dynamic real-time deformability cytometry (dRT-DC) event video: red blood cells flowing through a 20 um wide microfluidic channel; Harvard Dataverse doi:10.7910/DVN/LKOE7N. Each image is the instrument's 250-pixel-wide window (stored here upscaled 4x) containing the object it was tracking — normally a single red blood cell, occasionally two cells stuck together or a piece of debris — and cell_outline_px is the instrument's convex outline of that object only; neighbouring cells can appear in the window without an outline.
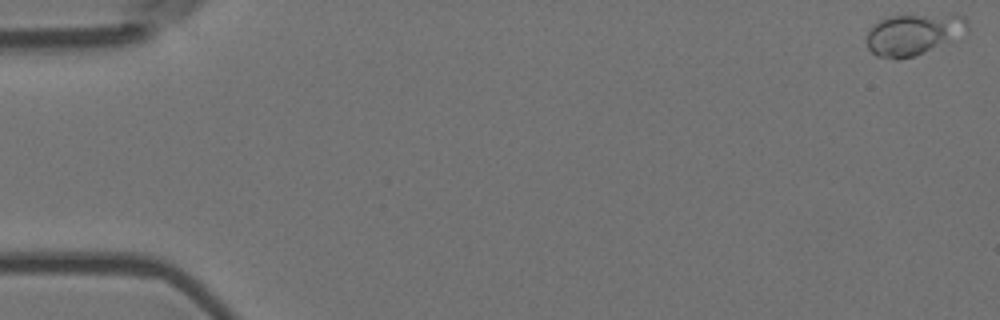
{"species": "Egyptian fruit bat (a non-hibernating species)", "species_latin": "Rousettus aegyptiacus", "temperature_condition": "room temperature", "stored_images_in_passage": 20, "camera_frame_rate_fps": 3000, "um_per_image_px": 0.085, "animal": {"sex": "female"}, "frame": {"image": 1, "passage_image": 1, "time_ms": 0.0, "image_size_px": [1000, 320], "cell_outline_px": [[968, 28], [948, 40], [912, 56], [896, 60], [876, 56], [868, 48], [868, 32], [880, 20], [892, 16], [956, 12], [964, 16], [968, 24]], "centroid_in_image_um": [77.64, 2.86], "position_along_channel_um": 7.4, "area_um2": 23.81}}
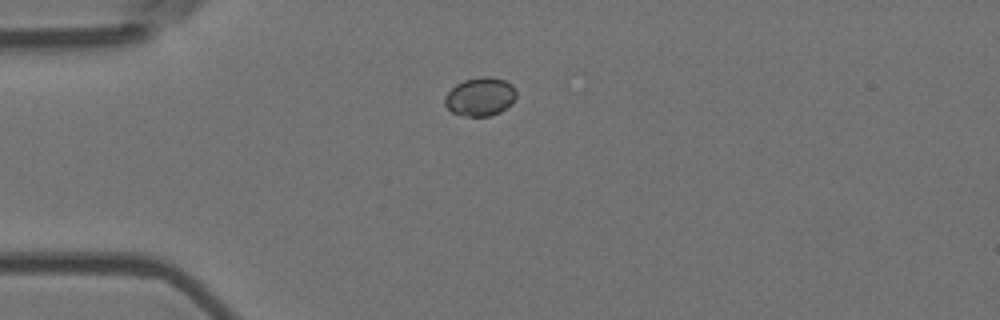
{"frame": {"image": 2, "passage_image": 14, "time_ms": 4.333, "image_size_px": [1000, 320], "cell_outline_px": [[516, 96], [512, 104], [500, 112], [488, 116], [464, 116], [452, 112], [444, 104], [444, 96], [456, 84], [464, 80], [484, 76], [488, 76], [504, 80], [512, 84], [516, 92]], "centroid_in_image_um": [40.82, 8.22], "position_along_channel_um": 44.2, "area_um2": 16.07}}
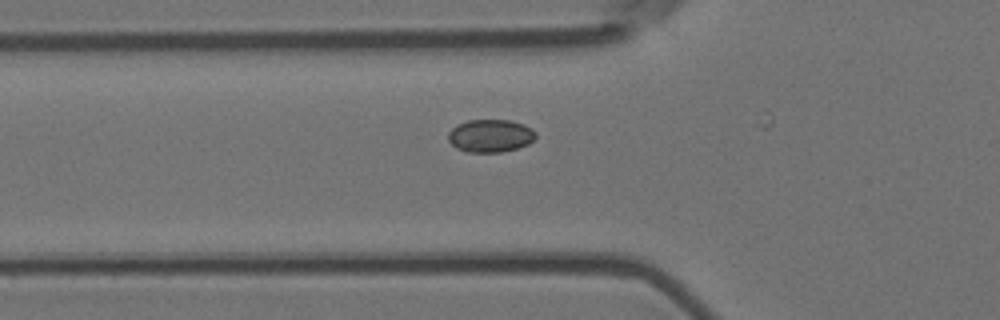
{"frame": {"image": 3, "passage_image": 19, "time_ms": 6.0, "image_size_px": [1000, 320], "cell_outline_px": [[536, 136], [528, 144], [516, 148], [500, 152], [464, 152], [456, 148], [448, 140], [448, 132], [456, 124], [468, 120], [508, 120], [524, 124], [532, 128], [536, 132]], "centroid_in_image_um": [41.66, 11.53], "position_along_channel_um": 84.1, "area_um2": 16.82}}